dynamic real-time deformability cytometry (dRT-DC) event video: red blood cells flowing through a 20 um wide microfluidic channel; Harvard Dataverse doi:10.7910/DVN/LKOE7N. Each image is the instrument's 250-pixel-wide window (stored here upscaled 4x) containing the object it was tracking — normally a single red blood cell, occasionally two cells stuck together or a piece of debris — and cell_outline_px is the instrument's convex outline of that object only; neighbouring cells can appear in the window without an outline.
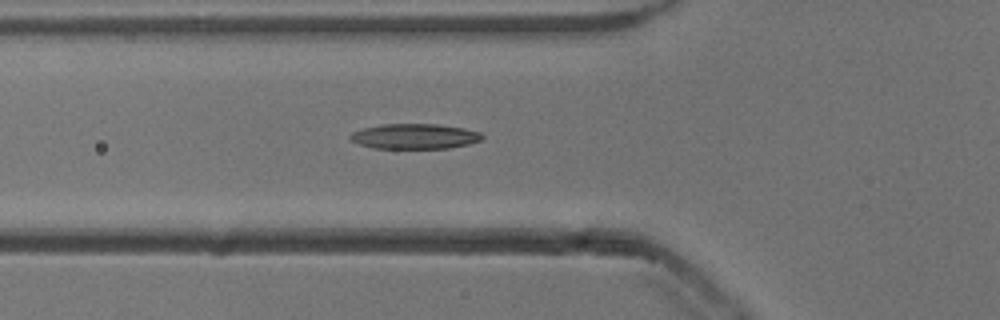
{"species": "common noctule bat (a hibernating species)", "species_latin": "Nyctalus noctula", "temperature_condition": "cold", "stored_images_in_passage": 35, "camera_frame_rate_fps": 3000, "um_per_image_px": 0.085, "animal": {"sex": "male", "body_mass_g": 13.3}, "frame": {"image": 1, "passage_image": 4, "time_ms": 1.0, "image_size_px": [1000, 320], "cell_outline_px": [[484, 136], [480, 140], [468, 144], [448, 148], [372, 148], [360, 144], [352, 140], [348, 136], [352, 132], [364, 128], [384, 124], [436, 124], [464, 128], [480, 132]], "centroid_in_image_um": [35.25, 11.58], "position_along_channel_um": 90.6, "area_um2": 19.19}}
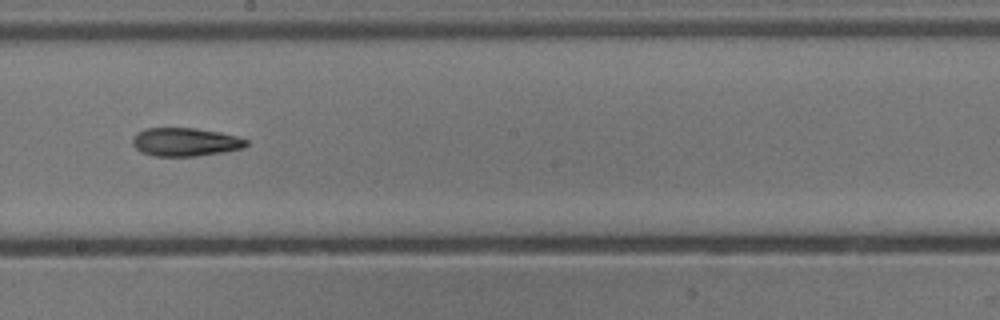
{"frame": {"image": 2, "passage_image": 15, "time_ms": 4.667, "image_size_px": [1000, 320], "cell_outline_px": [[248, 144], [244, 148], [224, 152], [196, 156], [152, 156], [140, 152], [132, 144], [132, 136], [136, 132], [144, 128], [196, 128], [220, 132], [236, 136], [248, 140]], "centroid_in_image_um": [15.72, 12.07], "position_along_channel_um": 232.5, "area_um2": 19.07}}
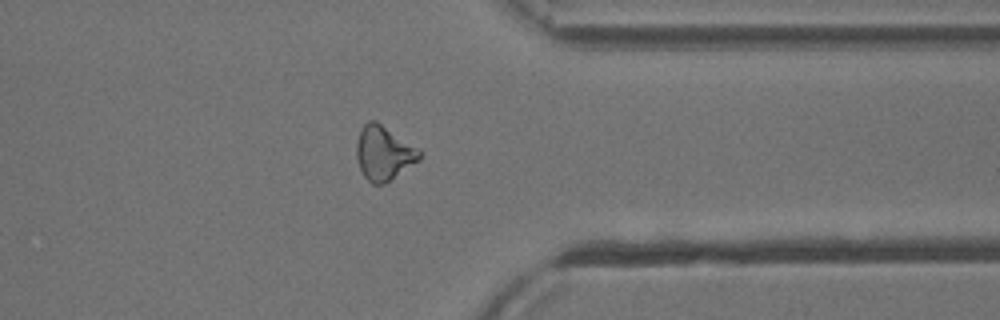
{"frame": {"image": 3, "passage_image": 27, "time_ms": 8.667, "image_size_px": [1000, 320], "cell_outline_px": [[420, 160], [384, 184], [372, 184], [364, 176], [360, 168], [356, 156], [356, 144], [360, 132], [364, 124], [368, 120], [376, 120], [416, 148], [420, 152]], "centroid_in_image_um": [32.58, 13.02], "position_along_channel_um": 378.8, "area_um2": 19.54}}